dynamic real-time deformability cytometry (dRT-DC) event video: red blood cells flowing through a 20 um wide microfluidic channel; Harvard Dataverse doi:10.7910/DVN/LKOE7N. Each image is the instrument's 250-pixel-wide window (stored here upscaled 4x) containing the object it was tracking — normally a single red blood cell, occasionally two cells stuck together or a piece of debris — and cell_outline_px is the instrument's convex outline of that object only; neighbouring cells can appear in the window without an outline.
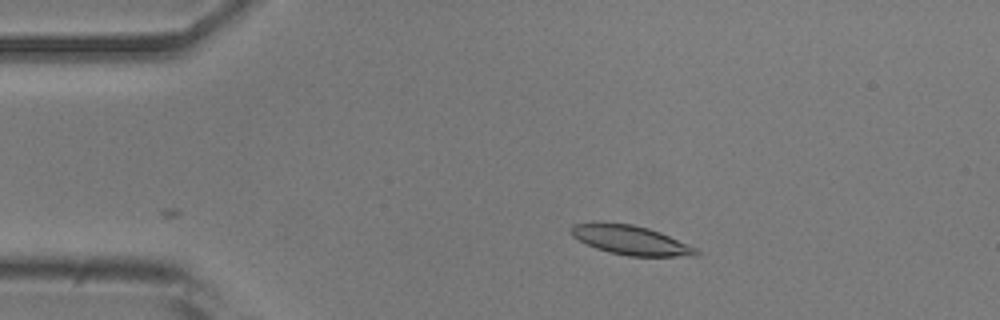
{"species": "common noctule bat (a hibernating species)", "species_latin": "Nyctalus noctula", "temperature_condition": "room temperature", "stored_images_in_passage": 43, "camera_frame_rate_fps": 3000, "um_per_image_px": 0.085, "animal": {"sex": "male", "body_mass_g": 20.5, "forearm_length_mm": 52.5}, "frame": {"image": 1, "passage_image": 1, "time_ms": 0.0, "image_size_px": [1000, 320], "cell_outline_px": [[700, 252], [696, 256], [628, 256], [608, 252], [596, 248], [572, 236], [568, 228], [572, 224], [592, 220], [632, 224], [648, 228], [660, 232], [696, 248]], "centroid_in_image_um": [53.52, 20.37], "position_along_channel_um": 31.5, "area_um2": 21.68}}
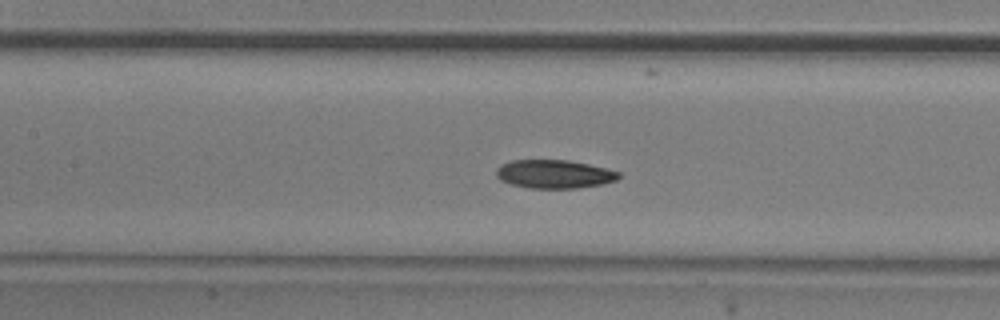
{"frame": {"image": 2, "passage_image": 15, "time_ms": 4.667, "image_size_px": [1000, 320], "cell_outline_px": [[620, 176], [616, 180], [604, 184], [576, 188], [528, 188], [512, 184], [500, 180], [496, 176], [496, 168], [500, 164], [512, 160], [568, 160], [588, 164], [620, 172]], "centroid_in_image_um": [47.09, 14.79], "position_along_channel_um": 160.3, "area_um2": 20.35}}
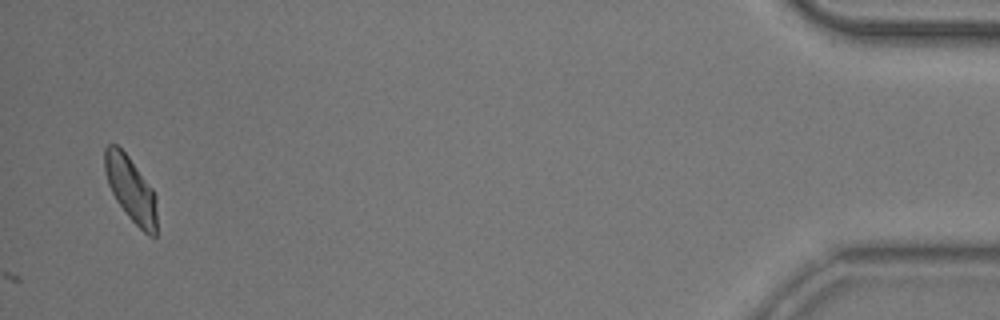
{"frame": {"image": 3, "passage_image": 43, "time_ms": 14.0, "image_size_px": [1000, 320], "cell_outline_px": [[156, 236], [148, 236], [128, 216], [116, 200], [108, 184], [104, 168], [104, 148], [108, 144], [116, 144], [128, 156], [152, 188], [156, 196]], "centroid_in_image_um": [11.11, 16.07], "position_along_channel_um": 424.1, "area_um2": 19.59}, "authors_computed_cell_mechanics": {"area_um2": 20.4612, "velocity_mm_per_s": 3.747, "shape_relaxation_time_tau1_ms": 3.692, "shape_relaxation_time_tau2_ms": null, "deformation_change_tau1": 0.1179, "deformation_change_tau2": null}}